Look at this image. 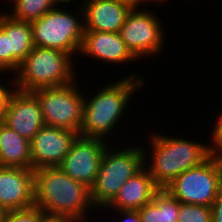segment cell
Listing matches in <instances>:
<instances>
[{"label": "cell", "mask_w": 222, "mask_h": 222, "mask_svg": "<svg viewBox=\"0 0 222 222\" xmlns=\"http://www.w3.org/2000/svg\"><path fill=\"white\" fill-rule=\"evenodd\" d=\"M34 205L45 213L62 215L75 222H87V214L96 208L90 188L59 167L34 170Z\"/></svg>", "instance_id": "cell-1"}, {"label": "cell", "mask_w": 222, "mask_h": 222, "mask_svg": "<svg viewBox=\"0 0 222 222\" xmlns=\"http://www.w3.org/2000/svg\"><path fill=\"white\" fill-rule=\"evenodd\" d=\"M144 85V77L130 73L120 80L102 85L100 90L97 88L98 92L96 90L95 95H90V99L84 96L83 122L79 136L107 141L106 137L122 122L121 115H124L131 96Z\"/></svg>", "instance_id": "cell-2"}, {"label": "cell", "mask_w": 222, "mask_h": 222, "mask_svg": "<svg viewBox=\"0 0 222 222\" xmlns=\"http://www.w3.org/2000/svg\"><path fill=\"white\" fill-rule=\"evenodd\" d=\"M149 137V149L152 151L148 157L146 153L149 152L143 150V166L148 167L146 169L149 175L160 189H164L184 171L200 165L210 156L211 143L203 144L200 141L185 140L183 136L169 137L159 133H153Z\"/></svg>", "instance_id": "cell-3"}, {"label": "cell", "mask_w": 222, "mask_h": 222, "mask_svg": "<svg viewBox=\"0 0 222 222\" xmlns=\"http://www.w3.org/2000/svg\"><path fill=\"white\" fill-rule=\"evenodd\" d=\"M72 59L69 53L61 50L34 46L21 62L19 69L12 74L16 89L32 92L76 81L77 73Z\"/></svg>", "instance_id": "cell-4"}, {"label": "cell", "mask_w": 222, "mask_h": 222, "mask_svg": "<svg viewBox=\"0 0 222 222\" xmlns=\"http://www.w3.org/2000/svg\"><path fill=\"white\" fill-rule=\"evenodd\" d=\"M137 146L118 148V151L107 147L104 151L96 180L90 189L91 201L96 208L107 206L123 184L143 167L144 148Z\"/></svg>", "instance_id": "cell-5"}, {"label": "cell", "mask_w": 222, "mask_h": 222, "mask_svg": "<svg viewBox=\"0 0 222 222\" xmlns=\"http://www.w3.org/2000/svg\"><path fill=\"white\" fill-rule=\"evenodd\" d=\"M78 6L80 9L74 15L73 12L64 10L63 7H66L64 5L31 21L34 46L58 49L69 53L72 57L77 52L78 55L85 30L83 9L80 4ZM77 12H79L77 15L80 16L79 18L76 17Z\"/></svg>", "instance_id": "cell-6"}, {"label": "cell", "mask_w": 222, "mask_h": 222, "mask_svg": "<svg viewBox=\"0 0 222 222\" xmlns=\"http://www.w3.org/2000/svg\"><path fill=\"white\" fill-rule=\"evenodd\" d=\"M76 82L58 87L33 90L45 125L63 128L79 134L83 122L84 94Z\"/></svg>", "instance_id": "cell-7"}, {"label": "cell", "mask_w": 222, "mask_h": 222, "mask_svg": "<svg viewBox=\"0 0 222 222\" xmlns=\"http://www.w3.org/2000/svg\"><path fill=\"white\" fill-rule=\"evenodd\" d=\"M164 189L181 203L211 207L222 185L216 164L209 156L200 165L184 171Z\"/></svg>", "instance_id": "cell-8"}, {"label": "cell", "mask_w": 222, "mask_h": 222, "mask_svg": "<svg viewBox=\"0 0 222 222\" xmlns=\"http://www.w3.org/2000/svg\"><path fill=\"white\" fill-rule=\"evenodd\" d=\"M145 9L132 8L119 31L121 39L138 59L158 57L166 39L160 18L151 9Z\"/></svg>", "instance_id": "cell-9"}, {"label": "cell", "mask_w": 222, "mask_h": 222, "mask_svg": "<svg viewBox=\"0 0 222 222\" xmlns=\"http://www.w3.org/2000/svg\"><path fill=\"white\" fill-rule=\"evenodd\" d=\"M106 142L100 138L78 136L59 168L73 180L91 189L108 146Z\"/></svg>", "instance_id": "cell-10"}, {"label": "cell", "mask_w": 222, "mask_h": 222, "mask_svg": "<svg viewBox=\"0 0 222 222\" xmlns=\"http://www.w3.org/2000/svg\"><path fill=\"white\" fill-rule=\"evenodd\" d=\"M78 133L44 125L30 141L32 170L59 167Z\"/></svg>", "instance_id": "cell-11"}, {"label": "cell", "mask_w": 222, "mask_h": 222, "mask_svg": "<svg viewBox=\"0 0 222 222\" xmlns=\"http://www.w3.org/2000/svg\"><path fill=\"white\" fill-rule=\"evenodd\" d=\"M2 123L31 141L45 125L37 97L32 92L16 89L9 99Z\"/></svg>", "instance_id": "cell-12"}, {"label": "cell", "mask_w": 222, "mask_h": 222, "mask_svg": "<svg viewBox=\"0 0 222 222\" xmlns=\"http://www.w3.org/2000/svg\"><path fill=\"white\" fill-rule=\"evenodd\" d=\"M34 206V170L0 166V207L5 211Z\"/></svg>", "instance_id": "cell-13"}, {"label": "cell", "mask_w": 222, "mask_h": 222, "mask_svg": "<svg viewBox=\"0 0 222 222\" xmlns=\"http://www.w3.org/2000/svg\"><path fill=\"white\" fill-rule=\"evenodd\" d=\"M80 54L101 62L124 64L138 58L131 52L119 33L84 31Z\"/></svg>", "instance_id": "cell-14"}, {"label": "cell", "mask_w": 222, "mask_h": 222, "mask_svg": "<svg viewBox=\"0 0 222 222\" xmlns=\"http://www.w3.org/2000/svg\"><path fill=\"white\" fill-rule=\"evenodd\" d=\"M84 31L119 33L131 7L114 0H83ZM84 2V3H83Z\"/></svg>", "instance_id": "cell-15"}, {"label": "cell", "mask_w": 222, "mask_h": 222, "mask_svg": "<svg viewBox=\"0 0 222 222\" xmlns=\"http://www.w3.org/2000/svg\"><path fill=\"white\" fill-rule=\"evenodd\" d=\"M159 189L143 166L123 184L115 198L101 209L108 208L110 212L111 210H138L152 201Z\"/></svg>", "instance_id": "cell-16"}, {"label": "cell", "mask_w": 222, "mask_h": 222, "mask_svg": "<svg viewBox=\"0 0 222 222\" xmlns=\"http://www.w3.org/2000/svg\"><path fill=\"white\" fill-rule=\"evenodd\" d=\"M0 27L8 34L12 51V73L34 48L33 30L30 22L15 20L7 12H0Z\"/></svg>", "instance_id": "cell-17"}, {"label": "cell", "mask_w": 222, "mask_h": 222, "mask_svg": "<svg viewBox=\"0 0 222 222\" xmlns=\"http://www.w3.org/2000/svg\"><path fill=\"white\" fill-rule=\"evenodd\" d=\"M0 166L32 169L30 141L0 123Z\"/></svg>", "instance_id": "cell-18"}, {"label": "cell", "mask_w": 222, "mask_h": 222, "mask_svg": "<svg viewBox=\"0 0 222 222\" xmlns=\"http://www.w3.org/2000/svg\"><path fill=\"white\" fill-rule=\"evenodd\" d=\"M180 203L167 190L159 189L152 201L138 209L141 222H177Z\"/></svg>", "instance_id": "cell-19"}, {"label": "cell", "mask_w": 222, "mask_h": 222, "mask_svg": "<svg viewBox=\"0 0 222 222\" xmlns=\"http://www.w3.org/2000/svg\"><path fill=\"white\" fill-rule=\"evenodd\" d=\"M10 1V0H9ZM14 4L12 13L9 14L15 20L31 22L39 19L46 12L54 9L51 0H11Z\"/></svg>", "instance_id": "cell-20"}, {"label": "cell", "mask_w": 222, "mask_h": 222, "mask_svg": "<svg viewBox=\"0 0 222 222\" xmlns=\"http://www.w3.org/2000/svg\"><path fill=\"white\" fill-rule=\"evenodd\" d=\"M177 222H213L210 206L180 203Z\"/></svg>", "instance_id": "cell-21"}, {"label": "cell", "mask_w": 222, "mask_h": 222, "mask_svg": "<svg viewBox=\"0 0 222 222\" xmlns=\"http://www.w3.org/2000/svg\"><path fill=\"white\" fill-rule=\"evenodd\" d=\"M43 213L37 206L25 209L10 210L5 213L3 222H38V217Z\"/></svg>", "instance_id": "cell-22"}, {"label": "cell", "mask_w": 222, "mask_h": 222, "mask_svg": "<svg viewBox=\"0 0 222 222\" xmlns=\"http://www.w3.org/2000/svg\"><path fill=\"white\" fill-rule=\"evenodd\" d=\"M12 73V51H10L8 34L0 27V74Z\"/></svg>", "instance_id": "cell-23"}, {"label": "cell", "mask_w": 222, "mask_h": 222, "mask_svg": "<svg viewBox=\"0 0 222 222\" xmlns=\"http://www.w3.org/2000/svg\"><path fill=\"white\" fill-rule=\"evenodd\" d=\"M12 81L10 82L11 85H9L10 87L13 86L12 88H10L8 85H4L3 83L1 84L0 82V120L3 119L8 107L9 99L16 90L14 79Z\"/></svg>", "instance_id": "cell-24"}, {"label": "cell", "mask_w": 222, "mask_h": 222, "mask_svg": "<svg viewBox=\"0 0 222 222\" xmlns=\"http://www.w3.org/2000/svg\"><path fill=\"white\" fill-rule=\"evenodd\" d=\"M210 157L216 164L219 179L222 185V142H211Z\"/></svg>", "instance_id": "cell-25"}, {"label": "cell", "mask_w": 222, "mask_h": 222, "mask_svg": "<svg viewBox=\"0 0 222 222\" xmlns=\"http://www.w3.org/2000/svg\"><path fill=\"white\" fill-rule=\"evenodd\" d=\"M212 209V221L222 222V189L220 190L217 198L211 205Z\"/></svg>", "instance_id": "cell-26"}, {"label": "cell", "mask_w": 222, "mask_h": 222, "mask_svg": "<svg viewBox=\"0 0 222 222\" xmlns=\"http://www.w3.org/2000/svg\"><path fill=\"white\" fill-rule=\"evenodd\" d=\"M222 109L219 112V117L216 119L215 126H213V132H211V138L210 142H222Z\"/></svg>", "instance_id": "cell-27"}, {"label": "cell", "mask_w": 222, "mask_h": 222, "mask_svg": "<svg viewBox=\"0 0 222 222\" xmlns=\"http://www.w3.org/2000/svg\"><path fill=\"white\" fill-rule=\"evenodd\" d=\"M123 216V220L121 222H141V217L138 210H113Z\"/></svg>", "instance_id": "cell-28"}, {"label": "cell", "mask_w": 222, "mask_h": 222, "mask_svg": "<svg viewBox=\"0 0 222 222\" xmlns=\"http://www.w3.org/2000/svg\"><path fill=\"white\" fill-rule=\"evenodd\" d=\"M38 222H75L74 220L62 215L48 214L43 212L38 217Z\"/></svg>", "instance_id": "cell-29"}, {"label": "cell", "mask_w": 222, "mask_h": 222, "mask_svg": "<svg viewBox=\"0 0 222 222\" xmlns=\"http://www.w3.org/2000/svg\"><path fill=\"white\" fill-rule=\"evenodd\" d=\"M52 1V4H53V6H54V8H57V6H58V8H59V6H60V8H61V6L63 5V4H71V3H74V1H76V0H51ZM72 1V2H71ZM62 3V4H61ZM59 4H61V5H59ZM57 5V6H56Z\"/></svg>", "instance_id": "cell-30"}, {"label": "cell", "mask_w": 222, "mask_h": 222, "mask_svg": "<svg viewBox=\"0 0 222 222\" xmlns=\"http://www.w3.org/2000/svg\"><path fill=\"white\" fill-rule=\"evenodd\" d=\"M114 1L125 3L131 8H138V0H114Z\"/></svg>", "instance_id": "cell-31"}, {"label": "cell", "mask_w": 222, "mask_h": 222, "mask_svg": "<svg viewBox=\"0 0 222 222\" xmlns=\"http://www.w3.org/2000/svg\"><path fill=\"white\" fill-rule=\"evenodd\" d=\"M149 1H150V2H149ZM153 1L156 2V3H157V1H158L159 3H161V2H167L166 0H138V8H139V5H140V7H141V4L144 5L143 3H145V2L154 3Z\"/></svg>", "instance_id": "cell-32"}, {"label": "cell", "mask_w": 222, "mask_h": 222, "mask_svg": "<svg viewBox=\"0 0 222 222\" xmlns=\"http://www.w3.org/2000/svg\"><path fill=\"white\" fill-rule=\"evenodd\" d=\"M5 211L0 207V222L4 221Z\"/></svg>", "instance_id": "cell-33"}]
</instances>
